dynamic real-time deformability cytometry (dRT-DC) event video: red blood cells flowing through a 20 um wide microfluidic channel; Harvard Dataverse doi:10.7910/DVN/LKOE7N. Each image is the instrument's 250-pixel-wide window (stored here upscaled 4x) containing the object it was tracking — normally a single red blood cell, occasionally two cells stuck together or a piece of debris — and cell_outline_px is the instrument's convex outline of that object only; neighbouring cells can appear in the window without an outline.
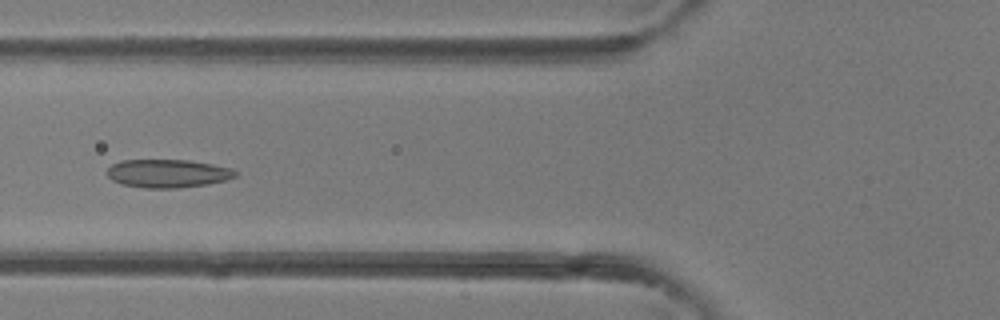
{"species": "common noctule bat (a hibernating species)", "species_latin": "Nyctalus noctula", "temperature_condition": "room temperature", "stored_images_in_passage": 42, "camera_frame_rate_fps": 3000, "um_per_image_px": 0.085, "animal": {"sex": "female"}, "frame": {"image": 1, "passage_image": 16, "time_ms": 5.0, "image_size_px": [1000, 320], "cell_outline_px": [[236, 176], [224, 180], [208, 184], [176, 188], [144, 188], [120, 184], [112, 180], [108, 176], [108, 168], [112, 164], [120, 160], [188, 160], [212, 164], [232, 168], [236, 172]], "centroid_in_image_um": [14.23, 14.74], "position_along_channel_um": 111.6, "area_um2": 21.1}}
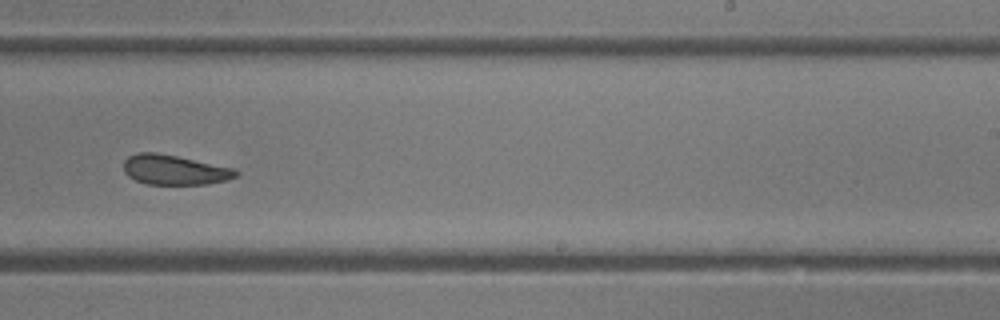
{"frame": {"image": 2, "passage_image": 26, "time_ms": 8.333, "image_size_px": [1000, 320], "cell_outline_px": [[240, 172], [236, 176], [228, 180], [208, 184], [148, 184], [136, 180], [128, 176], [124, 172], [124, 160], [128, 156], [136, 152], [156, 152], [236, 168]], "centroid_in_image_um": [14.85, 14.43], "position_along_channel_um": 274.2, "area_um2": 19.65}}
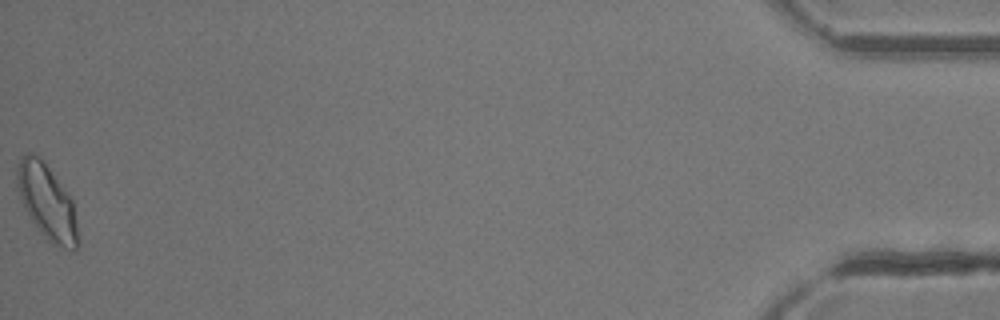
{"frame": {"image": 3, "passage_image": 42, "time_ms": 13.667, "image_size_px": [1000, 320], "cell_outline_px": [[80, 240], [76, 252], [52, 244], [44, 236], [32, 220], [24, 208], [16, 188], [16, 168], [20, 156], [28, 152], [32, 152], [44, 160], [72, 200]], "centroid_in_image_um": [3.98, 17.16], "position_along_channel_um": 431.2, "area_um2": 26.93}}